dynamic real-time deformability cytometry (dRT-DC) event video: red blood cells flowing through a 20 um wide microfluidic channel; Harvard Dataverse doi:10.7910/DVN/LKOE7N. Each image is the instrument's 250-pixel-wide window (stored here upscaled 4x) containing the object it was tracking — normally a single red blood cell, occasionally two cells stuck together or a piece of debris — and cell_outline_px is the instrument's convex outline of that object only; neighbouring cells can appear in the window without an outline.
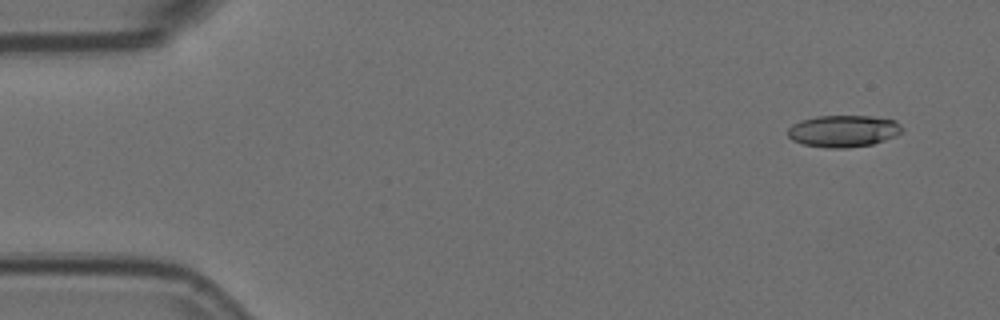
{"species": "Egyptian fruit bat (a non-hibernating species)", "species_latin": "Rousettus aegyptiacus", "temperature_condition": "room temperature", "stored_images_in_passage": 4, "camera_frame_rate_fps": 3000, "um_per_image_px": 0.085, "animal": {"sex": "female"}, "frame": {"image": 1, "passage_image": 1, "time_ms": 0.0, "image_size_px": [1000, 320], "cell_outline_px": [[904, 128], [896, 136], [872, 144], [848, 148], [828, 148], [804, 144], [792, 140], [788, 136], [788, 128], [792, 124], [800, 120], [816, 116], [872, 116], [896, 120]], "centroid_in_image_um": [71.69, 11.13], "position_along_channel_um": 13.3, "area_um2": 21.33}}
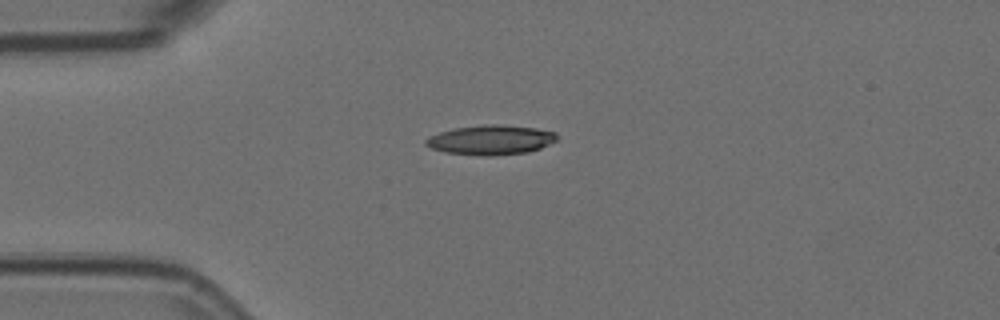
{"frame": {"image": 2, "passage_image": 4, "time_ms": 1.0, "image_size_px": [1000, 320], "cell_outline_px": [[556, 140], [540, 148], [528, 152], [448, 152], [432, 148], [424, 144], [424, 140], [428, 136], [452, 128], [484, 124], [500, 124], [536, 128], [556, 132]], "centroid_in_image_um": [41.71, 11.81], "position_along_channel_um": 43.3, "area_um2": 21.39}}